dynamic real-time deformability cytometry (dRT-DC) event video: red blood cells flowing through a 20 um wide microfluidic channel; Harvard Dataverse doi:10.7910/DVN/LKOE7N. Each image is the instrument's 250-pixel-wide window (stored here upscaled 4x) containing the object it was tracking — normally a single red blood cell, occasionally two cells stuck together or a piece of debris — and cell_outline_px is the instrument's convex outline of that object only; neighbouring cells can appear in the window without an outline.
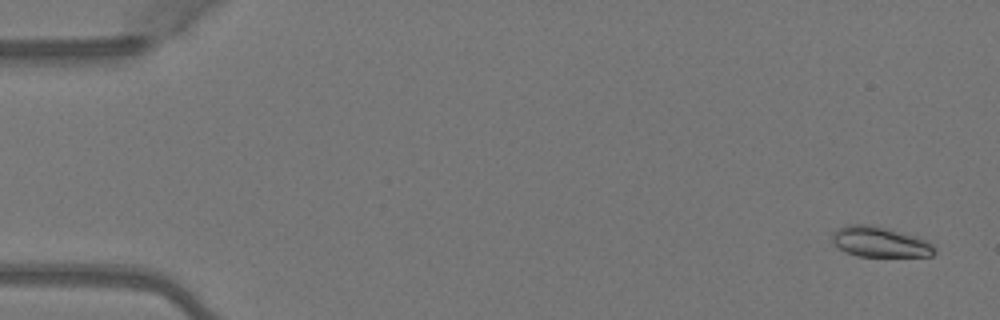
{"species": "Egyptian fruit bat (a non-hibernating species)", "species_latin": "Rousettus aegyptiacus", "temperature_condition": "warm", "stored_images_in_passage": 4, "camera_frame_rate_fps": 3000, "um_per_image_px": 0.085, "animal": {"sex": "female"}, "frame": {"image": 1, "passage_image": 1, "time_ms": 0.0, "image_size_px": [1000, 320], "cell_outline_px": [[936, 252], [932, 256], [856, 256], [844, 252], [832, 240], [832, 232], [848, 224], [872, 224], [916, 236], [928, 240], [936, 248]], "centroid_in_image_um": [74.82, 20.56], "position_along_channel_um": 10.2, "area_um2": 18.21}}
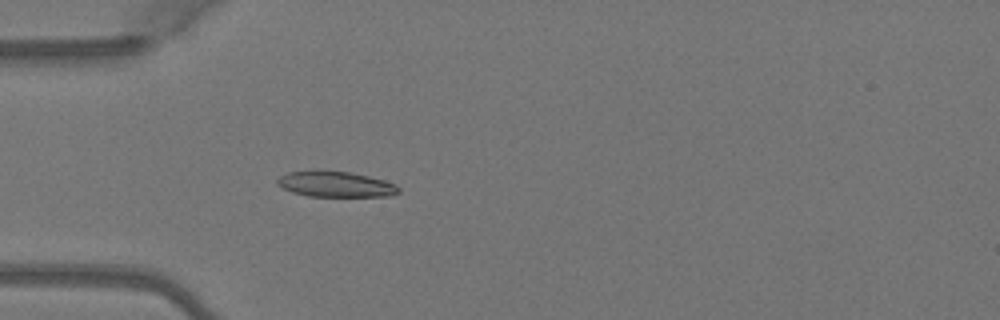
{"frame": {"image": 2, "passage_image": 4, "time_ms": 1.0, "image_size_px": [1000, 320], "cell_outline_px": [[400, 192], [392, 196], [308, 196], [292, 192], [276, 184], [276, 180], [280, 176], [288, 172], [316, 168], [348, 172], [368, 176], [384, 180], [396, 184], [400, 188]], "centroid_in_image_um": [28.5, 15.63], "position_along_channel_um": 56.5, "area_um2": 18.55}}